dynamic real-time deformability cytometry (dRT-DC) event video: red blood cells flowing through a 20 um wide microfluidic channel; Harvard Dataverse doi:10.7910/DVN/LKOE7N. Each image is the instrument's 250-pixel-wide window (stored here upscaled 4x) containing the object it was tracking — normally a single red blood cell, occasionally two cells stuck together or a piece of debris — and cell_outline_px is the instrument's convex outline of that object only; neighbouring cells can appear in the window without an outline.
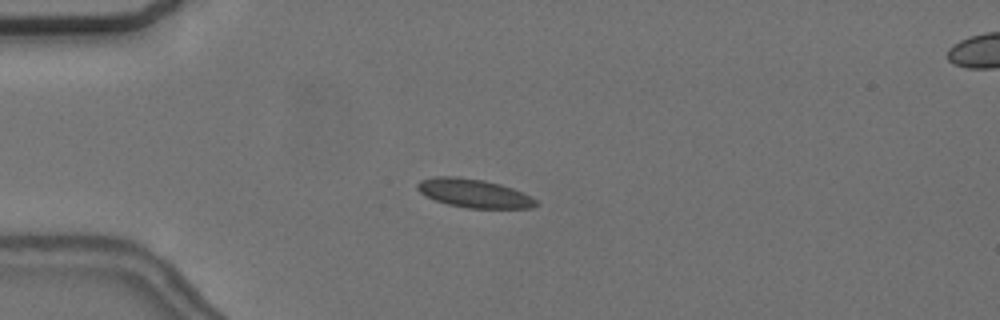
{"species": "common noctule bat (a hibernating species)", "species_latin": "Nyctalus noctula", "temperature_condition": "cold", "stored_images_in_passage": 55, "camera_frame_rate_fps": 3000, "um_per_image_px": 0.085, "animal": {"sex": "female", "body_mass_g": 24.6, "forearm_length_mm": 56.2}, "frame": {"image": 1, "passage_image": 14, "time_ms": 4.333, "image_size_px": [1000, 320], "cell_outline_px": [[540, 204], [532, 208], [468, 208], [448, 204], [424, 196], [416, 188], [416, 184], [420, 180], [436, 176], [460, 176], [484, 180], [500, 184], [512, 188], [532, 196]], "centroid_in_image_um": [40.28, 16.42], "position_along_channel_um": 44.7, "area_um2": 19.94}}
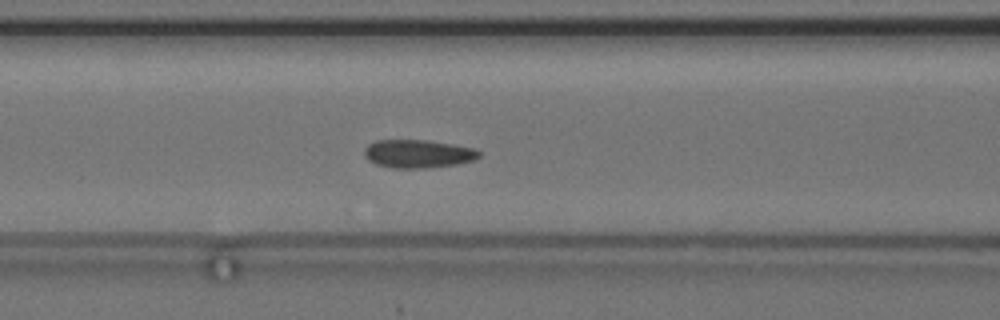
{"frame": {"image": 2, "passage_image": 23, "time_ms": 7.333, "image_size_px": [1000, 320], "cell_outline_px": [[480, 156], [472, 160], [456, 164], [424, 168], [392, 168], [376, 164], [368, 160], [364, 156], [364, 148], [368, 144], [376, 140], [428, 140], [452, 144], [472, 148], [480, 152]], "centroid_in_image_um": [35.47, 13.07], "position_along_channel_um": 131.1, "area_um2": 18.79}}
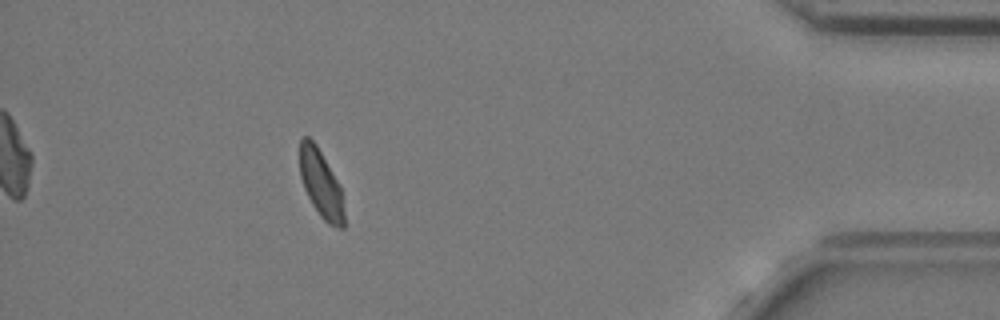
{"frame": {"image": 3, "passage_image": 50, "time_ms": 16.333, "image_size_px": [1000, 320], "cell_outline_px": [[344, 228], [340, 228], [328, 224], [320, 216], [312, 204], [304, 188], [300, 176], [300, 136], [308, 136], [316, 144], [340, 184], [344, 212]], "centroid_in_image_um": [27.28, 15.61], "position_along_channel_um": 407.9, "area_um2": 17.51}}